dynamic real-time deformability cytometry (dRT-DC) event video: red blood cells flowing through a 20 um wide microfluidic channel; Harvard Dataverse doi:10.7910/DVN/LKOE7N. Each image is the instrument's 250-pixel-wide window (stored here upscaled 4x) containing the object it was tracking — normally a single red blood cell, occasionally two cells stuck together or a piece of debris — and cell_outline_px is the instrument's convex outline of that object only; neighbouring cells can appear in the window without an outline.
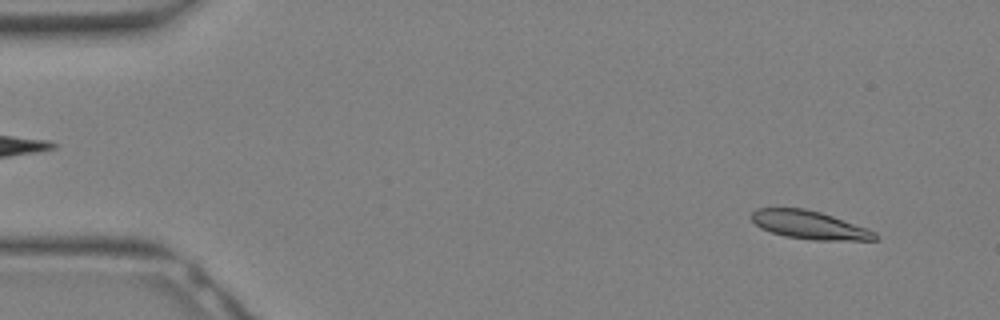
{"species": "Egyptian fruit bat (a non-hibernating species)", "species_latin": "Rousettus aegyptiacus", "temperature_condition": "warm", "stored_images_in_passage": 11, "camera_frame_rate_fps": 3000, "um_per_image_px": 0.085, "animal": {"sex": "female"}, "frame": {"image": 1, "passage_image": 2, "time_ms": 0.333, "image_size_px": [1000, 320], "cell_outline_px": [[880, 236], [876, 240], [812, 240], [784, 236], [760, 228], [748, 216], [756, 208], [804, 208], [820, 212], [868, 228], [876, 232]], "centroid_in_image_um": [68.8, 19.12], "position_along_channel_um": 16.2, "area_um2": 20.46}}
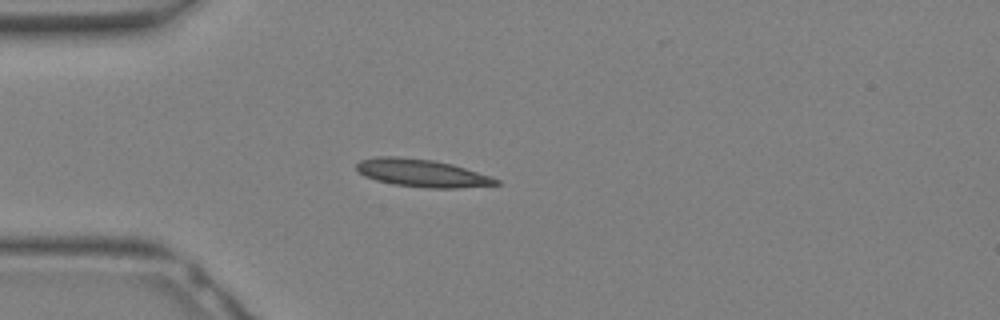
{"frame": {"image": 2, "passage_image": 8, "time_ms": 2.333, "image_size_px": [1000, 320], "cell_outline_px": [[500, 184], [456, 188], [428, 188], [392, 184], [376, 180], [364, 176], [356, 168], [356, 164], [360, 160], [376, 156], [396, 156], [432, 160], [452, 164], [492, 176], [500, 180]], "centroid_in_image_um": [35.86, 14.71], "position_along_channel_um": 49.1, "area_um2": 22.54}}
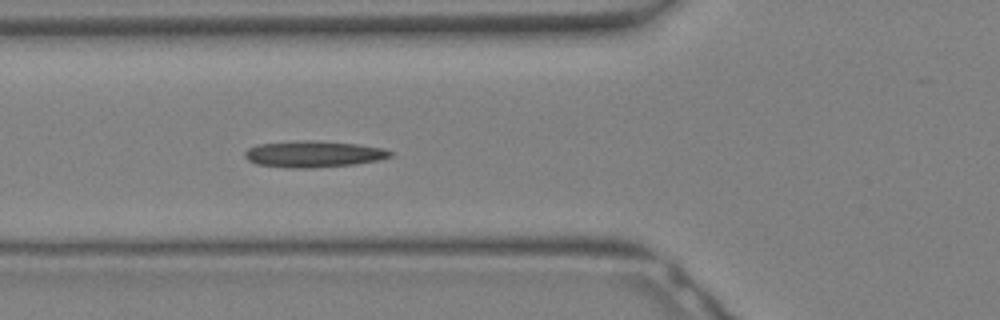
{"frame": {"image": 3, "passage_image": 11, "time_ms": 3.333, "image_size_px": [1000, 320], "cell_outline_px": [[392, 156], [380, 160], [352, 164], [312, 168], [288, 168], [256, 164], [248, 160], [244, 156], [244, 152], [248, 148], [260, 144], [296, 140], [312, 140], [360, 144], [384, 148], [392, 152]], "centroid_in_image_um": [26.65, 13.09], "position_along_channel_um": 99.2, "area_um2": 22.54}}